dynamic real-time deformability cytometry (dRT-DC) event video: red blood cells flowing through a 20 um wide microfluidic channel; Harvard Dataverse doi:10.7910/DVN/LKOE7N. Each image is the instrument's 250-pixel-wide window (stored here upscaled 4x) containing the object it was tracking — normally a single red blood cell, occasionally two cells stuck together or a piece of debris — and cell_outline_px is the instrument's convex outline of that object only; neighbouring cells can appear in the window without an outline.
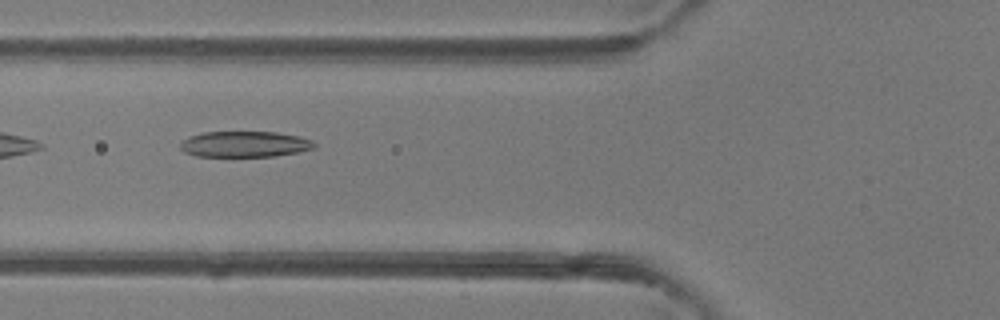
{"species": "common noctule bat (a hibernating species)", "species_latin": "Nyctalus noctula", "temperature_condition": "room temperature", "stored_images_in_passage": 9, "camera_frame_rate_fps": 3000, "um_per_image_px": 0.085, "animal": {"sex": "female"}, "frame": {"image": 1, "passage_image": 4, "time_ms": 1.0, "image_size_px": [1000, 320], "cell_outline_px": [[316, 148], [296, 152], [272, 156], [196, 156], [184, 152], [180, 148], [180, 140], [188, 136], [200, 132], [276, 132], [296, 136], [312, 140], [316, 144]], "centroid_in_image_um": [20.74, 12.25], "position_along_channel_um": 105.1, "area_um2": 20.23}}